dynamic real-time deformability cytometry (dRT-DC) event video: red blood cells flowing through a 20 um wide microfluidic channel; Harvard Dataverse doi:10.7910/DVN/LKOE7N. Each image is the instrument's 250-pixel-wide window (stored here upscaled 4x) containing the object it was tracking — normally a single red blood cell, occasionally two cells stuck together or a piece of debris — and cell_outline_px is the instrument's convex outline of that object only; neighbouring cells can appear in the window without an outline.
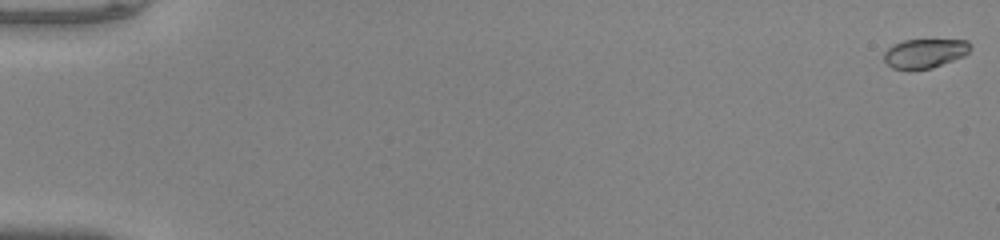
{"species": "common noctule bat (a hibernating species)", "species_latin": "Nyctalus noctula", "temperature_condition": "warm", "stored_images_in_passage": 52, "camera_frame_rate_fps": 3000, "um_per_image_px": 0.085, "animal": {"sex": "male", "body_mass_g": 20.0, "forearm_length_mm": 53.3}, "frame": {"image": 1, "passage_image": 1, "time_ms": 0.0, "image_size_px": [1000, 240], "cell_outline_px": [[972, 48], [964, 56], [932, 68], [892, 68], [884, 60], [884, 52], [892, 44], [904, 40], [968, 40], [972, 44]], "centroid_in_image_um": [78.64, 4.51], "position_along_channel_um": 6.4, "area_um2": 14.57}}
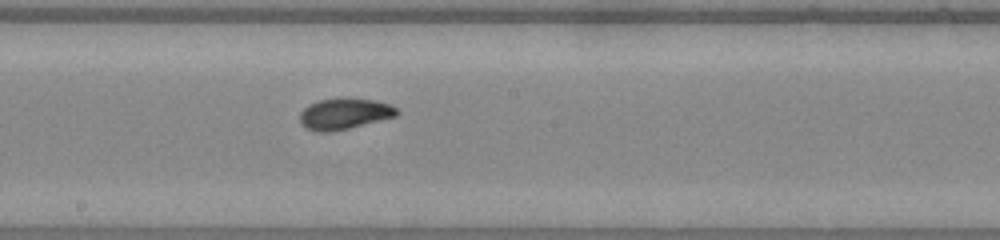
{"frame": {"image": 2, "passage_image": 30, "time_ms": 9.667, "image_size_px": [1000, 240], "cell_outline_px": [[400, 112], [396, 116], [332, 132], [316, 132], [304, 128], [300, 124], [300, 112], [308, 104], [316, 100], [344, 96], [376, 100], [388, 104], [396, 108]], "centroid_in_image_um": [29.22, 9.64], "position_along_channel_um": 219.0, "area_um2": 18.03}}
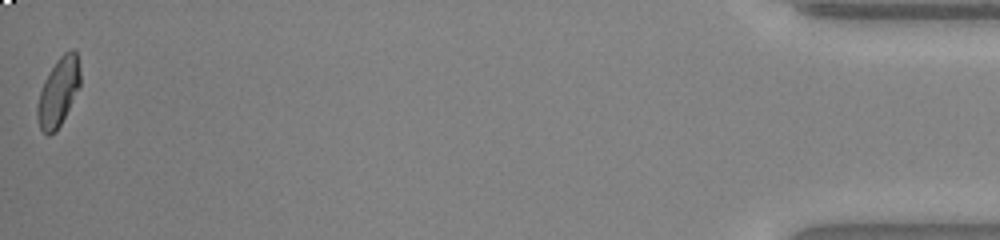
{"frame": {"image": 3, "passage_image": 52, "time_ms": 17.0, "image_size_px": [1000, 240], "cell_outline_px": [[80, 88], [56, 132], [48, 136], [40, 128], [36, 116], [36, 108], [40, 92], [44, 80], [56, 60], [64, 52], [72, 48], [76, 52], [80, 68]], "centroid_in_image_um": [4.97, 7.82], "position_along_channel_um": 430.2, "area_um2": 17.22}, "authors_computed_cell_mechanics": {"area_um2": 16.9354, "velocity_mm_per_s": 4.1053, "shape_relaxation_time_tau1_ms": 2.9103, "shape_relaxation_time_tau2_ms": null, "deformation_change_tau1": 0.1596, "deformation_change_tau2": null}}